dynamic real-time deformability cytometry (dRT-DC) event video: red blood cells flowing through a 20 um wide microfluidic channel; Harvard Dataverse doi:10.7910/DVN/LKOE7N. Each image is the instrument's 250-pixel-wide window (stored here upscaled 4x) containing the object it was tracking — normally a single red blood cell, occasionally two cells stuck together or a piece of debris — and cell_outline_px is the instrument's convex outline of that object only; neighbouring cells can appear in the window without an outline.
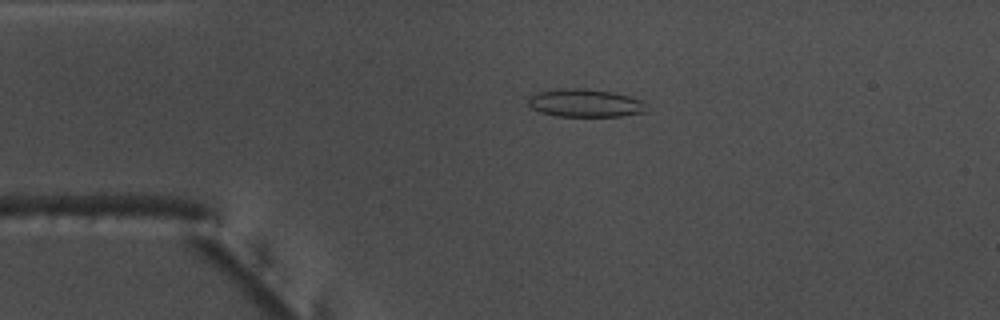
{"species": "common noctule bat (a hibernating species)", "species_latin": "Nyctalus noctula", "temperature_condition": "warm", "stored_images_in_passage": 15, "camera_frame_rate_fps": 3000, "um_per_image_px": 0.085, "animal": {"sex": "male", "body_mass_g": 17.5, "forearm_length_mm": 52.3}, "frame": {"image": 1, "passage_image": 6, "time_ms": 1.667, "image_size_px": [1000, 320], "cell_outline_px": [[644, 112], [620, 116], [556, 116], [540, 112], [532, 108], [528, 104], [528, 100], [532, 96], [540, 92], [564, 88], [584, 88], [612, 92], [628, 96], [640, 100], [644, 104]], "centroid_in_image_um": [49.71, 8.76], "position_along_channel_um": 35.3, "area_um2": 18.9}}
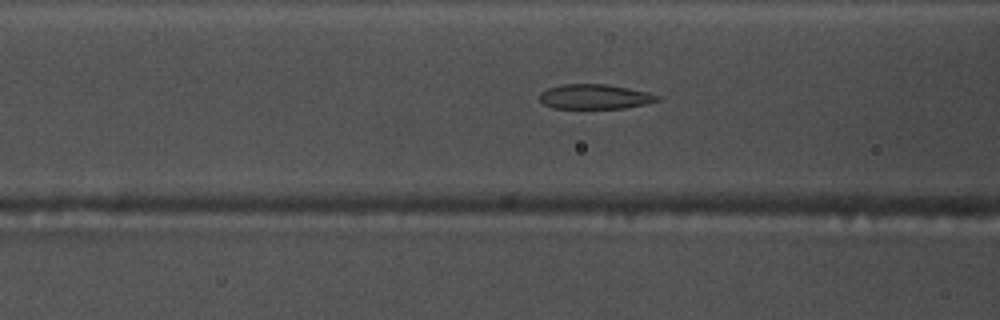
{"frame": {"image": 2, "passage_image": 15, "time_ms": 4.667, "image_size_px": [1000, 320], "cell_outline_px": [[660, 100], [644, 104], [624, 108], [552, 108], [544, 104], [540, 100], [540, 92], [548, 88], [560, 84], [604, 84], [628, 88], [648, 92], [660, 96]], "centroid_in_image_um": [50.54, 8.21], "position_along_channel_um": 116.1, "area_um2": 16.94}}